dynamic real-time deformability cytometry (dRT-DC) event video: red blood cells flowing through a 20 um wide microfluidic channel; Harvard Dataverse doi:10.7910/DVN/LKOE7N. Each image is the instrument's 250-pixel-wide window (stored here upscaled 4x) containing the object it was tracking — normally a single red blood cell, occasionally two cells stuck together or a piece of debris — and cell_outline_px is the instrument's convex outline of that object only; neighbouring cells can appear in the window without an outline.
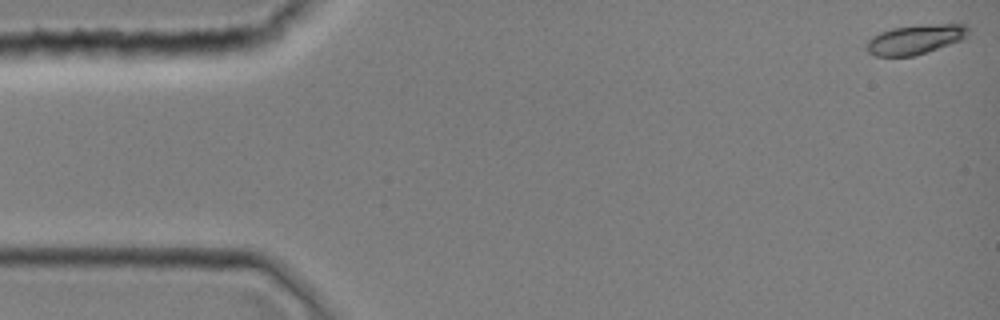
{"species": "common noctule bat (a hibernating species)", "species_latin": "Nyctalus noctula", "temperature_condition": "room temperature", "stored_images_in_passage": 44, "camera_frame_rate_fps": 3000, "um_per_image_px": 0.085, "animal": {"sex": "female", "body_mass_g": 19.0, "forearm_length_mm": 51.5}, "frame": {"image": 1, "passage_image": 1, "time_ms": 0.0, "image_size_px": [1000, 320], "cell_outline_px": [[968, 32], [960, 40], [912, 56], [876, 56], [868, 52], [864, 48], [868, 40], [872, 36], [880, 32], [892, 28], [932, 24], [964, 24], [968, 28]], "centroid_in_image_um": [77.71, 3.35], "position_along_channel_um": 7.3, "area_um2": 17.11}}
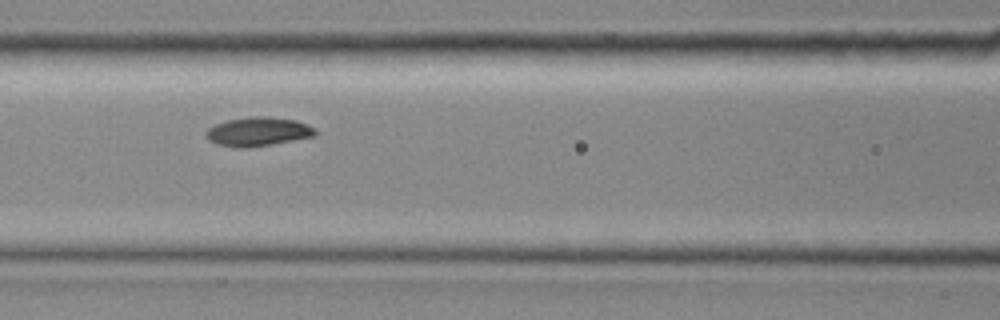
{"frame": {"image": 2, "passage_image": 19, "time_ms": 6.0, "image_size_px": [1000, 320], "cell_outline_px": [[316, 136], [248, 148], [232, 148], [216, 144], [208, 140], [204, 136], [204, 132], [208, 128], [216, 124], [228, 120], [248, 116], [268, 116], [296, 120], [308, 124], [316, 128]], "centroid_in_image_um": [21.91, 11.19], "position_along_channel_um": 144.7, "area_um2": 18.79}}
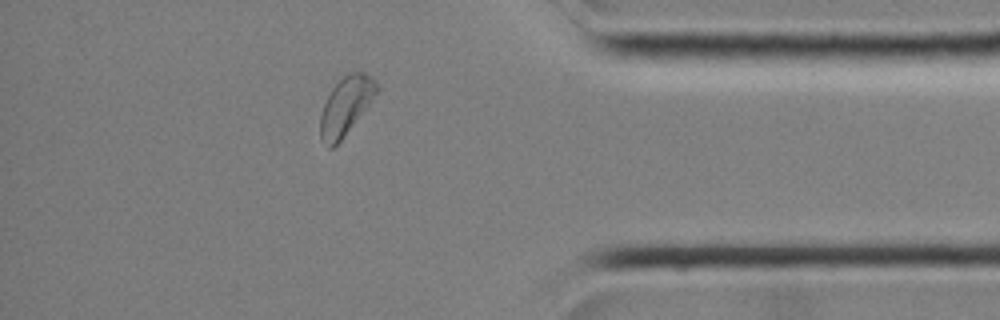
{"frame": {"image": 3, "passage_image": 38, "time_ms": 12.333, "image_size_px": [1000, 320], "cell_outline_px": [[380, 88], [368, 104], [340, 140], [332, 148], [328, 148], [320, 140], [320, 116], [324, 104], [332, 88], [344, 76], [352, 72], [364, 72], [376, 80]], "centroid_in_image_um": [29.37, 8.99], "position_along_channel_um": 405.8, "area_um2": 18.55}}